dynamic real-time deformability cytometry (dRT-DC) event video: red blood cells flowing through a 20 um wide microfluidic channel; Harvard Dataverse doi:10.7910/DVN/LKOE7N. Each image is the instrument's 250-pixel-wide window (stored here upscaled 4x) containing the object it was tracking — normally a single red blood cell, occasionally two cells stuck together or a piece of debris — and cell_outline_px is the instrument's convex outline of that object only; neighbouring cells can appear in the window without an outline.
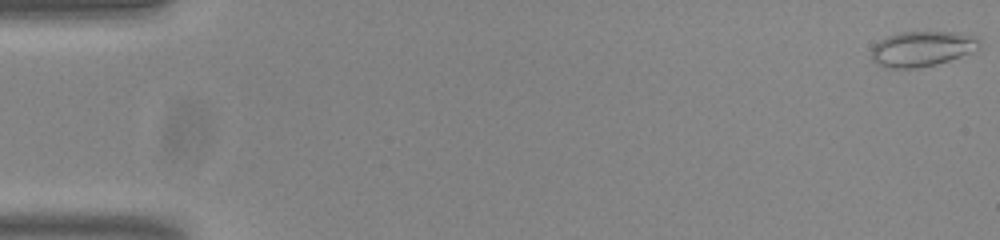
{"species": "common noctule bat (a hibernating species)", "species_latin": "Nyctalus noctula", "temperature_condition": "room temperature", "stored_images_in_passage": 54, "camera_frame_rate_fps": 3000, "um_per_image_px": 0.085, "animal": {"sex": "male", "body_mass_g": 20.0, "forearm_length_mm": 53.3}, "frame": {"image": 1, "passage_image": 1, "time_ms": 0.0, "image_size_px": [1000, 240], "cell_outline_px": [[980, 48], [972, 52], [936, 64], [920, 68], [884, 68], [872, 60], [872, 48], [880, 40], [888, 36], [900, 32], [956, 32], [980, 36]], "centroid_in_image_um": [78.41, 4.14], "position_along_channel_um": 6.6, "area_um2": 22.31}}
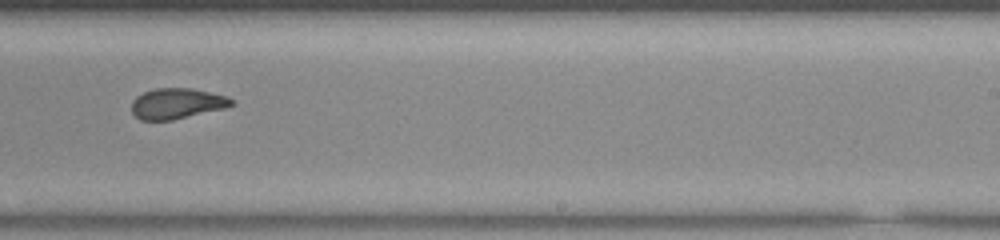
{"frame": {"image": 2, "passage_image": 34, "time_ms": 11.0, "image_size_px": [1000, 240], "cell_outline_px": [[236, 104], [224, 108], [172, 120], [140, 120], [132, 112], [132, 100], [136, 96], [144, 92], [156, 88], [192, 88], [228, 96]], "centroid_in_image_um": [15.04, 8.79], "position_along_channel_um": 274.0, "area_um2": 17.8}}
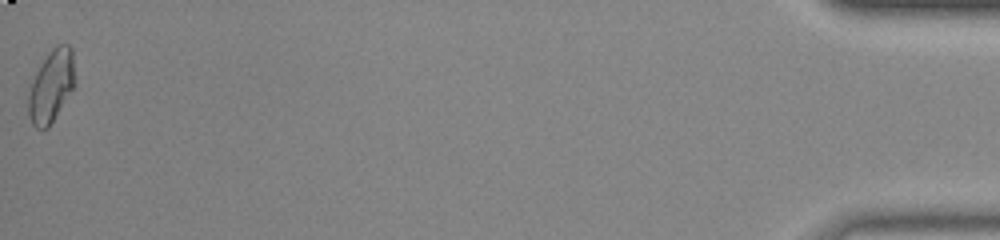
{"frame": {"image": 3, "passage_image": 54, "time_ms": 17.667, "image_size_px": [1000, 240], "cell_outline_px": [[76, 84], [48, 128], [36, 128], [32, 124], [28, 116], [28, 96], [36, 72], [48, 52], [56, 44], [68, 44], [72, 48]], "centroid_in_image_um": [4.38, 7.29], "position_along_channel_um": 430.8, "area_um2": 19.59}, "authors_computed_cell_mechanics": {"area_um2": 18.9295, "velocity_mm_per_s": 3.8343, "shape_relaxation_time_tau1_ms": null, "shape_relaxation_time_tau2_ms": 1.2112, "deformation_change_tau1": null, "deformation_change_tau2": 0.0597}}